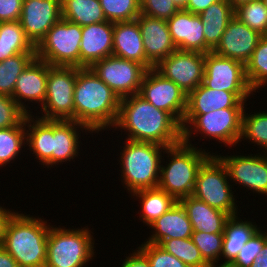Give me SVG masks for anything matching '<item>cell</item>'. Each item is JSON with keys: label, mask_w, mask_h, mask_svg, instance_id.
Masks as SVG:
<instances>
[{"label": "cell", "mask_w": 267, "mask_h": 267, "mask_svg": "<svg viewBox=\"0 0 267 267\" xmlns=\"http://www.w3.org/2000/svg\"><path fill=\"white\" fill-rule=\"evenodd\" d=\"M173 2L180 10L187 8L188 0H173Z\"/></svg>", "instance_id": "obj_53"}, {"label": "cell", "mask_w": 267, "mask_h": 267, "mask_svg": "<svg viewBox=\"0 0 267 267\" xmlns=\"http://www.w3.org/2000/svg\"><path fill=\"white\" fill-rule=\"evenodd\" d=\"M205 58V53L176 50L161 60L154 69L188 95L203 81Z\"/></svg>", "instance_id": "obj_14"}, {"label": "cell", "mask_w": 267, "mask_h": 267, "mask_svg": "<svg viewBox=\"0 0 267 267\" xmlns=\"http://www.w3.org/2000/svg\"><path fill=\"white\" fill-rule=\"evenodd\" d=\"M125 140L117 161L121 165V182L126 191L132 194L141 189L157 188L166 147L152 142Z\"/></svg>", "instance_id": "obj_5"}, {"label": "cell", "mask_w": 267, "mask_h": 267, "mask_svg": "<svg viewBox=\"0 0 267 267\" xmlns=\"http://www.w3.org/2000/svg\"><path fill=\"white\" fill-rule=\"evenodd\" d=\"M247 100H240L233 92L218 91L202 83L187 95L185 115H203L232 107H245Z\"/></svg>", "instance_id": "obj_24"}, {"label": "cell", "mask_w": 267, "mask_h": 267, "mask_svg": "<svg viewBox=\"0 0 267 267\" xmlns=\"http://www.w3.org/2000/svg\"><path fill=\"white\" fill-rule=\"evenodd\" d=\"M115 128L124 130L127 140L152 142L165 147L182 142L181 124L170 113L156 108L139 94L121 98Z\"/></svg>", "instance_id": "obj_1"}, {"label": "cell", "mask_w": 267, "mask_h": 267, "mask_svg": "<svg viewBox=\"0 0 267 267\" xmlns=\"http://www.w3.org/2000/svg\"><path fill=\"white\" fill-rule=\"evenodd\" d=\"M113 55V23L109 21L82 27L80 68Z\"/></svg>", "instance_id": "obj_20"}, {"label": "cell", "mask_w": 267, "mask_h": 267, "mask_svg": "<svg viewBox=\"0 0 267 267\" xmlns=\"http://www.w3.org/2000/svg\"><path fill=\"white\" fill-rule=\"evenodd\" d=\"M261 36L234 16L213 52L245 65L250 60Z\"/></svg>", "instance_id": "obj_17"}, {"label": "cell", "mask_w": 267, "mask_h": 267, "mask_svg": "<svg viewBox=\"0 0 267 267\" xmlns=\"http://www.w3.org/2000/svg\"><path fill=\"white\" fill-rule=\"evenodd\" d=\"M264 3L265 8L267 9V0H262Z\"/></svg>", "instance_id": "obj_54"}, {"label": "cell", "mask_w": 267, "mask_h": 267, "mask_svg": "<svg viewBox=\"0 0 267 267\" xmlns=\"http://www.w3.org/2000/svg\"><path fill=\"white\" fill-rule=\"evenodd\" d=\"M113 56L136 61L147 69L154 68L146 58L137 20L113 23Z\"/></svg>", "instance_id": "obj_23"}, {"label": "cell", "mask_w": 267, "mask_h": 267, "mask_svg": "<svg viewBox=\"0 0 267 267\" xmlns=\"http://www.w3.org/2000/svg\"><path fill=\"white\" fill-rule=\"evenodd\" d=\"M234 16L260 35H267V9L262 0H252L234 9Z\"/></svg>", "instance_id": "obj_38"}, {"label": "cell", "mask_w": 267, "mask_h": 267, "mask_svg": "<svg viewBox=\"0 0 267 267\" xmlns=\"http://www.w3.org/2000/svg\"><path fill=\"white\" fill-rule=\"evenodd\" d=\"M192 224L193 231L206 233H223L228 213L212 208L203 201L190 195L179 200Z\"/></svg>", "instance_id": "obj_26"}, {"label": "cell", "mask_w": 267, "mask_h": 267, "mask_svg": "<svg viewBox=\"0 0 267 267\" xmlns=\"http://www.w3.org/2000/svg\"><path fill=\"white\" fill-rule=\"evenodd\" d=\"M77 67L51 66L48 64L46 98L40 108L45 120L74 121V87ZM44 113V114H43Z\"/></svg>", "instance_id": "obj_10"}, {"label": "cell", "mask_w": 267, "mask_h": 267, "mask_svg": "<svg viewBox=\"0 0 267 267\" xmlns=\"http://www.w3.org/2000/svg\"><path fill=\"white\" fill-rule=\"evenodd\" d=\"M62 18L81 27L105 22L99 0H61Z\"/></svg>", "instance_id": "obj_32"}, {"label": "cell", "mask_w": 267, "mask_h": 267, "mask_svg": "<svg viewBox=\"0 0 267 267\" xmlns=\"http://www.w3.org/2000/svg\"><path fill=\"white\" fill-rule=\"evenodd\" d=\"M228 173L223 163L211 155L200 167L196 176L193 195L212 208L236 216L239 212L235 195L228 180Z\"/></svg>", "instance_id": "obj_8"}, {"label": "cell", "mask_w": 267, "mask_h": 267, "mask_svg": "<svg viewBox=\"0 0 267 267\" xmlns=\"http://www.w3.org/2000/svg\"><path fill=\"white\" fill-rule=\"evenodd\" d=\"M250 267H267V241L262 248L261 254L257 256L254 263Z\"/></svg>", "instance_id": "obj_50"}, {"label": "cell", "mask_w": 267, "mask_h": 267, "mask_svg": "<svg viewBox=\"0 0 267 267\" xmlns=\"http://www.w3.org/2000/svg\"><path fill=\"white\" fill-rule=\"evenodd\" d=\"M106 20L112 23L136 20L141 14L140 0H99Z\"/></svg>", "instance_id": "obj_39"}, {"label": "cell", "mask_w": 267, "mask_h": 267, "mask_svg": "<svg viewBox=\"0 0 267 267\" xmlns=\"http://www.w3.org/2000/svg\"><path fill=\"white\" fill-rule=\"evenodd\" d=\"M0 267H19L16 260L0 246Z\"/></svg>", "instance_id": "obj_49"}, {"label": "cell", "mask_w": 267, "mask_h": 267, "mask_svg": "<svg viewBox=\"0 0 267 267\" xmlns=\"http://www.w3.org/2000/svg\"><path fill=\"white\" fill-rule=\"evenodd\" d=\"M20 53H36L20 21L0 23V62Z\"/></svg>", "instance_id": "obj_31"}, {"label": "cell", "mask_w": 267, "mask_h": 267, "mask_svg": "<svg viewBox=\"0 0 267 267\" xmlns=\"http://www.w3.org/2000/svg\"><path fill=\"white\" fill-rule=\"evenodd\" d=\"M85 227L66 229L51 225L45 267H85L94 259L95 241L90 228Z\"/></svg>", "instance_id": "obj_6"}, {"label": "cell", "mask_w": 267, "mask_h": 267, "mask_svg": "<svg viewBox=\"0 0 267 267\" xmlns=\"http://www.w3.org/2000/svg\"><path fill=\"white\" fill-rule=\"evenodd\" d=\"M120 100L91 68L77 67L74 121L85 125L94 133L112 129L117 121Z\"/></svg>", "instance_id": "obj_2"}, {"label": "cell", "mask_w": 267, "mask_h": 267, "mask_svg": "<svg viewBox=\"0 0 267 267\" xmlns=\"http://www.w3.org/2000/svg\"><path fill=\"white\" fill-rule=\"evenodd\" d=\"M35 117V119H34ZM26 144L35 154L39 164L52 166V120L41 119L33 114L26 116Z\"/></svg>", "instance_id": "obj_28"}, {"label": "cell", "mask_w": 267, "mask_h": 267, "mask_svg": "<svg viewBox=\"0 0 267 267\" xmlns=\"http://www.w3.org/2000/svg\"><path fill=\"white\" fill-rule=\"evenodd\" d=\"M169 163L160 165L158 188L172 195L177 201L193 195L196 176L202 164L212 155L208 150L180 142L166 147Z\"/></svg>", "instance_id": "obj_4"}, {"label": "cell", "mask_w": 267, "mask_h": 267, "mask_svg": "<svg viewBox=\"0 0 267 267\" xmlns=\"http://www.w3.org/2000/svg\"><path fill=\"white\" fill-rule=\"evenodd\" d=\"M130 196H135L141 201L139 218L148 227L177 202L172 195L158 187L137 190Z\"/></svg>", "instance_id": "obj_30"}, {"label": "cell", "mask_w": 267, "mask_h": 267, "mask_svg": "<svg viewBox=\"0 0 267 267\" xmlns=\"http://www.w3.org/2000/svg\"><path fill=\"white\" fill-rule=\"evenodd\" d=\"M137 248L147 257L150 267H189L158 244L144 242Z\"/></svg>", "instance_id": "obj_41"}, {"label": "cell", "mask_w": 267, "mask_h": 267, "mask_svg": "<svg viewBox=\"0 0 267 267\" xmlns=\"http://www.w3.org/2000/svg\"><path fill=\"white\" fill-rule=\"evenodd\" d=\"M149 227L153 228L152 235L145 241L151 244H159L163 240L172 238H191L193 233L186 210L179 201Z\"/></svg>", "instance_id": "obj_25"}, {"label": "cell", "mask_w": 267, "mask_h": 267, "mask_svg": "<svg viewBox=\"0 0 267 267\" xmlns=\"http://www.w3.org/2000/svg\"><path fill=\"white\" fill-rule=\"evenodd\" d=\"M222 262V263H221ZM220 264L217 265V263H211V264H207V266L205 267H236L234 266L232 263L229 262H223L221 261Z\"/></svg>", "instance_id": "obj_51"}, {"label": "cell", "mask_w": 267, "mask_h": 267, "mask_svg": "<svg viewBox=\"0 0 267 267\" xmlns=\"http://www.w3.org/2000/svg\"><path fill=\"white\" fill-rule=\"evenodd\" d=\"M220 0H188L187 8L185 10L190 11L193 14H200L209 5Z\"/></svg>", "instance_id": "obj_47"}, {"label": "cell", "mask_w": 267, "mask_h": 267, "mask_svg": "<svg viewBox=\"0 0 267 267\" xmlns=\"http://www.w3.org/2000/svg\"><path fill=\"white\" fill-rule=\"evenodd\" d=\"M255 223V224H254ZM256 222L243 221L238 215L231 216L224 227L221 257L232 263L246 242L260 229Z\"/></svg>", "instance_id": "obj_29"}, {"label": "cell", "mask_w": 267, "mask_h": 267, "mask_svg": "<svg viewBox=\"0 0 267 267\" xmlns=\"http://www.w3.org/2000/svg\"><path fill=\"white\" fill-rule=\"evenodd\" d=\"M245 75L254 92L267 86V35L261 36L250 60L245 64Z\"/></svg>", "instance_id": "obj_35"}, {"label": "cell", "mask_w": 267, "mask_h": 267, "mask_svg": "<svg viewBox=\"0 0 267 267\" xmlns=\"http://www.w3.org/2000/svg\"><path fill=\"white\" fill-rule=\"evenodd\" d=\"M82 27L61 18L36 47V57L51 66L80 68Z\"/></svg>", "instance_id": "obj_9"}, {"label": "cell", "mask_w": 267, "mask_h": 267, "mask_svg": "<svg viewBox=\"0 0 267 267\" xmlns=\"http://www.w3.org/2000/svg\"><path fill=\"white\" fill-rule=\"evenodd\" d=\"M86 135L93 132L85 125L73 120H52V165L71 162L79 155L80 130ZM79 147V148H78Z\"/></svg>", "instance_id": "obj_22"}, {"label": "cell", "mask_w": 267, "mask_h": 267, "mask_svg": "<svg viewBox=\"0 0 267 267\" xmlns=\"http://www.w3.org/2000/svg\"><path fill=\"white\" fill-rule=\"evenodd\" d=\"M243 110L242 115V134L241 138L250 143L259 146L263 152L267 153V111H260L254 114L246 113ZM251 114V115H250ZM256 143V144H255Z\"/></svg>", "instance_id": "obj_36"}, {"label": "cell", "mask_w": 267, "mask_h": 267, "mask_svg": "<svg viewBox=\"0 0 267 267\" xmlns=\"http://www.w3.org/2000/svg\"><path fill=\"white\" fill-rule=\"evenodd\" d=\"M202 84L213 90L233 92L240 100L254 94L246 79L245 65L213 51L206 53Z\"/></svg>", "instance_id": "obj_11"}, {"label": "cell", "mask_w": 267, "mask_h": 267, "mask_svg": "<svg viewBox=\"0 0 267 267\" xmlns=\"http://www.w3.org/2000/svg\"><path fill=\"white\" fill-rule=\"evenodd\" d=\"M26 144V118L17 126L0 129V168L15 161ZM24 146V147H23Z\"/></svg>", "instance_id": "obj_33"}, {"label": "cell", "mask_w": 267, "mask_h": 267, "mask_svg": "<svg viewBox=\"0 0 267 267\" xmlns=\"http://www.w3.org/2000/svg\"><path fill=\"white\" fill-rule=\"evenodd\" d=\"M23 0H0V23L19 21Z\"/></svg>", "instance_id": "obj_45"}, {"label": "cell", "mask_w": 267, "mask_h": 267, "mask_svg": "<svg viewBox=\"0 0 267 267\" xmlns=\"http://www.w3.org/2000/svg\"><path fill=\"white\" fill-rule=\"evenodd\" d=\"M262 233L265 235L266 241H267V232L262 231Z\"/></svg>", "instance_id": "obj_55"}, {"label": "cell", "mask_w": 267, "mask_h": 267, "mask_svg": "<svg viewBox=\"0 0 267 267\" xmlns=\"http://www.w3.org/2000/svg\"><path fill=\"white\" fill-rule=\"evenodd\" d=\"M133 251L125 258L121 267H150L147 257L138 248Z\"/></svg>", "instance_id": "obj_46"}, {"label": "cell", "mask_w": 267, "mask_h": 267, "mask_svg": "<svg viewBox=\"0 0 267 267\" xmlns=\"http://www.w3.org/2000/svg\"><path fill=\"white\" fill-rule=\"evenodd\" d=\"M234 14V8L227 0L217 1L198 14L203 25L205 54L213 51L219 44Z\"/></svg>", "instance_id": "obj_27"}, {"label": "cell", "mask_w": 267, "mask_h": 267, "mask_svg": "<svg viewBox=\"0 0 267 267\" xmlns=\"http://www.w3.org/2000/svg\"><path fill=\"white\" fill-rule=\"evenodd\" d=\"M180 9L173 0H140L141 14L168 20Z\"/></svg>", "instance_id": "obj_44"}, {"label": "cell", "mask_w": 267, "mask_h": 267, "mask_svg": "<svg viewBox=\"0 0 267 267\" xmlns=\"http://www.w3.org/2000/svg\"><path fill=\"white\" fill-rule=\"evenodd\" d=\"M48 79V63L35 57L17 79L12 98L27 113L26 101L44 104ZM23 100L25 102H23ZM34 101V102H33ZM25 104V105H24ZM29 111V112H28Z\"/></svg>", "instance_id": "obj_18"}, {"label": "cell", "mask_w": 267, "mask_h": 267, "mask_svg": "<svg viewBox=\"0 0 267 267\" xmlns=\"http://www.w3.org/2000/svg\"><path fill=\"white\" fill-rule=\"evenodd\" d=\"M90 68L120 99L139 94L148 70L136 61L113 55L95 62Z\"/></svg>", "instance_id": "obj_12"}, {"label": "cell", "mask_w": 267, "mask_h": 267, "mask_svg": "<svg viewBox=\"0 0 267 267\" xmlns=\"http://www.w3.org/2000/svg\"><path fill=\"white\" fill-rule=\"evenodd\" d=\"M225 166L230 181L253 193L267 196V153L256 155H216ZM259 154V155H258Z\"/></svg>", "instance_id": "obj_15"}, {"label": "cell", "mask_w": 267, "mask_h": 267, "mask_svg": "<svg viewBox=\"0 0 267 267\" xmlns=\"http://www.w3.org/2000/svg\"><path fill=\"white\" fill-rule=\"evenodd\" d=\"M223 233H206L193 231L191 239L207 264L218 263L221 258Z\"/></svg>", "instance_id": "obj_40"}, {"label": "cell", "mask_w": 267, "mask_h": 267, "mask_svg": "<svg viewBox=\"0 0 267 267\" xmlns=\"http://www.w3.org/2000/svg\"><path fill=\"white\" fill-rule=\"evenodd\" d=\"M158 245L168 253L176 256L189 267L207 266V263L202 258L199 249L191 238H172L163 240Z\"/></svg>", "instance_id": "obj_37"}, {"label": "cell", "mask_w": 267, "mask_h": 267, "mask_svg": "<svg viewBox=\"0 0 267 267\" xmlns=\"http://www.w3.org/2000/svg\"><path fill=\"white\" fill-rule=\"evenodd\" d=\"M244 108L246 107H232L203 115H185L181 125L182 141L192 145V134L198 136L199 133L201 137L215 139L225 146H236L242 141L240 138Z\"/></svg>", "instance_id": "obj_7"}, {"label": "cell", "mask_w": 267, "mask_h": 267, "mask_svg": "<svg viewBox=\"0 0 267 267\" xmlns=\"http://www.w3.org/2000/svg\"><path fill=\"white\" fill-rule=\"evenodd\" d=\"M50 227L43 218L15 212L7 223L1 246L19 267H45Z\"/></svg>", "instance_id": "obj_3"}, {"label": "cell", "mask_w": 267, "mask_h": 267, "mask_svg": "<svg viewBox=\"0 0 267 267\" xmlns=\"http://www.w3.org/2000/svg\"><path fill=\"white\" fill-rule=\"evenodd\" d=\"M61 18V0H23L19 21L27 38L37 47Z\"/></svg>", "instance_id": "obj_16"}, {"label": "cell", "mask_w": 267, "mask_h": 267, "mask_svg": "<svg viewBox=\"0 0 267 267\" xmlns=\"http://www.w3.org/2000/svg\"><path fill=\"white\" fill-rule=\"evenodd\" d=\"M136 20L142 34L146 58L154 67L177 50L166 20L143 14H140Z\"/></svg>", "instance_id": "obj_19"}, {"label": "cell", "mask_w": 267, "mask_h": 267, "mask_svg": "<svg viewBox=\"0 0 267 267\" xmlns=\"http://www.w3.org/2000/svg\"><path fill=\"white\" fill-rule=\"evenodd\" d=\"M14 213L15 211L6 209L0 205V246L2 245L4 240L7 223Z\"/></svg>", "instance_id": "obj_48"}, {"label": "cell", "mask_w": 267, "mask_h": 267, "mask_svg": "<svg viewBox=\"0 0 267 267\" xmlns=\"http://www.w3.org/2000/svg\"><path fill=\"white\" fill-rule=\"evenodd\" d=\"M231 5L232 7L235 9L236 7H238L239 5L241 4H244V3H248L252 0H227Z\"/></svg>", "instance_id": "obj_52"}, {"label": "cell", "mask_w": 267, "mask_h": 267, "mask_svg": "<svg viewBox=\"0 0 267 267\" xmlns=\"http://www.w3.org/2000/svg\"><path fill=\"white\" fill-rule=\"evenodd\" d=\"M177 50L205 53L203 25L198 14L181 9L167 20Z\"/></svg>", "instance_id": "obj_21"}, {"label": "cell", "mask_w": 267, "mask_h": 267, "mask_svg": "<svg viewBox=\"0 0 267 267\" xmlns=\"http://www.w3.org/2000/svg\"><path fill=\"white\" fill-rule=\"evenodd\" d=\"M266 242L265 235L260 228L243 246L238 256L232 262L236 267H250L257 256L262 252V248Z\"/></svg>", "instance_id": "obj_43"}, {"label": "cell", "mask_w": 267, "mask_h": 267, "mask_svg": "<svg viewBox=\"0 0 267 267\" xmlns=\"http://www.w3.org/2000/svg\"><path fill=\"white\" fill-rule=\"evenodd\" d=\"M27 115L11 96L0 94V129L17 126Z\"/></svg>", "instance_id": "obj_42"}, {"label": "cell", "mask_w": 267, "mask_h": 267, "mask_svg": "<svg viewBox=\"0 0 267 267\" xmlns=\"http://www.w3.org/2000/svg\"><path fill=\"white\" fill-rule=\"evenodd\" d=\"M36 57V53H20L0 62V94L13 95L20 74Z\"/></svg>", "instance_id": "obj_34"}, {"label": "cell", "mask_w": 267, "mask_h": 267, "mask_svg": "<svg viewBox=\"0 0 267 267\" xmlns=\"http://www.w3.org/2000/svg\"><path fill=\"white\" fill-rule=\"evenodd\" d=\"M139 95L156 108L170 113L182 125L187 108V94L172 80L166 79L154 68L148 69Z\"/></svg>", "instance_id": "obj_13"}]
</instances>
